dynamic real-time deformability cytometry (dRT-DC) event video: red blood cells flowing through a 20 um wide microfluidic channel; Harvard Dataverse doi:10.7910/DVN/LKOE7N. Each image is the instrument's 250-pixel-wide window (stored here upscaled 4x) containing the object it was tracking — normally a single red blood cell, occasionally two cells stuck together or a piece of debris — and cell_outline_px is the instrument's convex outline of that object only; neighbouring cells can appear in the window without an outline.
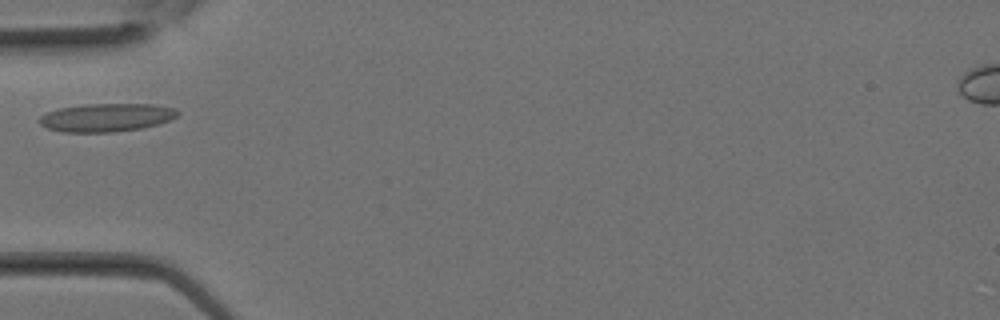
{"species": "Egyptian fruit bat (a non-hibernating species)", "species_latin": "Rousettus aegyptiacus", "temperature_condition": "room temperature", "stored_images_in_passage": 4, "camera_frame_rate_fps": 3000, "um_per_image_px": 0.085, "animal": {"sex": "female"}, "frame": {"image": 1, "passage_image": 3, "time_ms": 0.667, "image_size_px": [1000, 320], "cell_outline_px": [[180, 112], [176, 116], [168, 120], [156, 124], [140, 128], [112, 132], [64, 132], [48, 128], [40, 124], [40, 116], [48, 112], [60, 108], [84, 104], [152, 104], [176, 108]], "centroid_in_image_um": [9.05, 9.98], "position_along_channel_um": 76.0, "area_um2": 22.48}}